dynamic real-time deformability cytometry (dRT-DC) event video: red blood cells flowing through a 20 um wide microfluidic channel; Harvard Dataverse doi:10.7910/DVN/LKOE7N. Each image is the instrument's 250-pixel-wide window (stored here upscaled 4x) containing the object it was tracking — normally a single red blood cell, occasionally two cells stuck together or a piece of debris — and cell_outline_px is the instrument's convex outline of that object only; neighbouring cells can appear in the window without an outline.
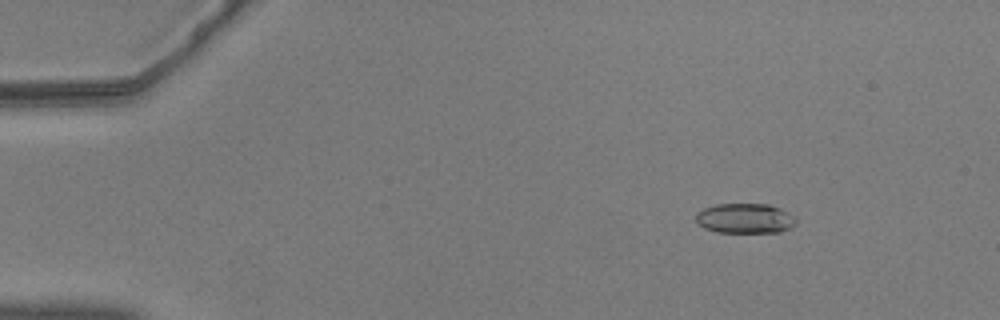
{"species": "common noctule bat (a hibernating species)", "species_latin": "Nyctalus noctula", "temperature_condition": "warm", "stored_images_in_passage": 56, "camera_frame_rate_fps": 3000, "um_per_image_px": 0.085, "animal": {"sex": "male", "body_mass_g": 20.5, "forearm_length_mm": 52.5}, "frame": {"image": 1, "passage_image": 8, "time_ms": 2.333, "image_size_px": [1000, 320], "cell_outline_px": [[796, 224], [792, 228], [780, 232], [716, 232], [704, 228], [696, 220], [696, 212], [704, 208], [716, 204], [768, 204], [780, 208], [796, 216]], "centroid_in_image_um": [63.36, 18.56], "position_along_channel_um": 21.6, "area_um2": 17.63}}
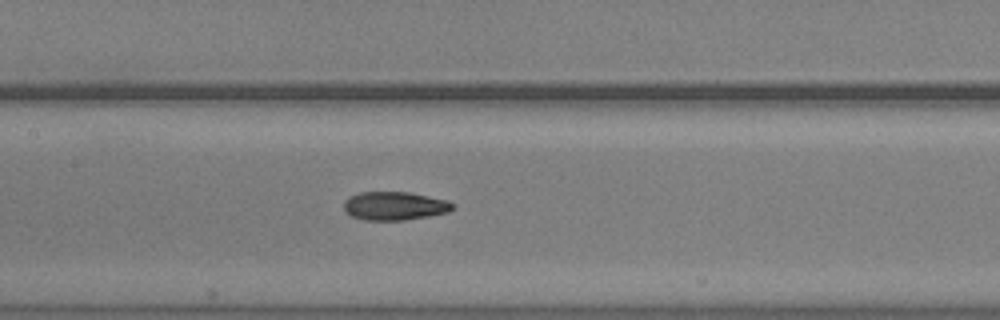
{"frame": {"image": 2, "passage_image": 28, "time_ms": 9.0, "image_size_px": [1000, 320], "cell_outline_px": [[452, 208], [448, 212], [428, 216], [404, 220], [364, 220], [352, 216], [344, 212], [344, 200], [348, 196], [360, 192], [408, 192], [448, 200], [452, 204]], "centroid_in_image_um": [33.48, 17.5], "position_along_channel_um": 173.9, "area_um2": 18.03}}
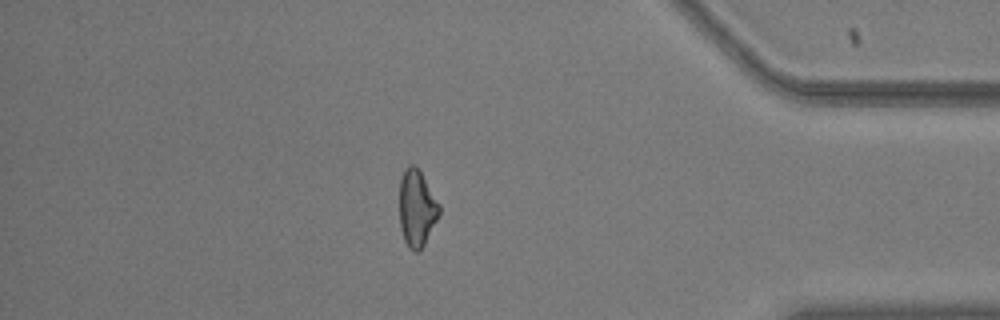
{"frame": {"image": 3, "passage_image": 49, "time_ms": 16.0, "image_size_px": [1000, 320], "cell_outline_px": [[440, 212], [424, 244], [416, 252], [408, 248], [404, 240], [400, 228], [400, 180], [408, 164], [412, 164], [420, 172], [440, 204]], "centroid_in_image_um": [35.41, 17.71], "position_along_channel_um": 399.8, "area_um2": 17.4}, "authors_computed_cell_mechanics": {"area_um2": 18.0336, "velocity_mm_per_s": 3.6636, "shape_relaxation_time_tau1_ms": null, "shape_relaxation_time_tau2_ms": 2.5125, "deformation_change_tau1": null, "deformation_change_tau2": 0.09}}